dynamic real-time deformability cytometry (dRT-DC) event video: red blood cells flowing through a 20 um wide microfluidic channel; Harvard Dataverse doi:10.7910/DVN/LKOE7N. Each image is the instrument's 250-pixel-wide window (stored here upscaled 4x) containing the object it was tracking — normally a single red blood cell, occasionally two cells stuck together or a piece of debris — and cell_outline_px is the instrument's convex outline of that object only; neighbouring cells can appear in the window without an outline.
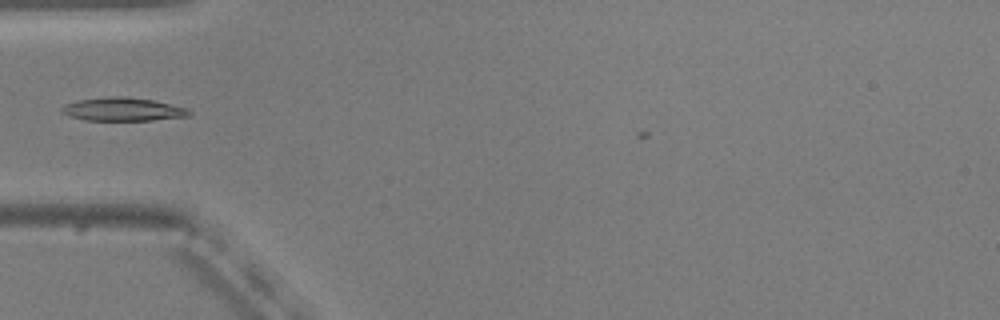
{"species": "common noctule bat (a hibernating species)", "species_latin": "Nyctalus noctula", "temperature_condition": "warm", "stored_images_in_passage": 32, "camera_frame_rate_fps": 3000, "um_per_image_px": 0.085, "animal": {"sex": "male", "body_mass_g": 20.5, "forearm_length_mm": 52.5}, "frame": {"image": 1, "passage_image": 1, "time_ms": 0.0, "image_size_px": [1000, 320], "cell_outline_px": [[192, 116], [152, 120], [84, 120], [68, 116], [60, 112], [60, 108], [64, 104], [76, 100], [108, 96], [124, 96], [152, 100], [188, 108], [192, 112]], "centroid_in_image_um": [10.42, 9.29], "position_along_channel_um": 74.6, "area_um2": 17.57}}
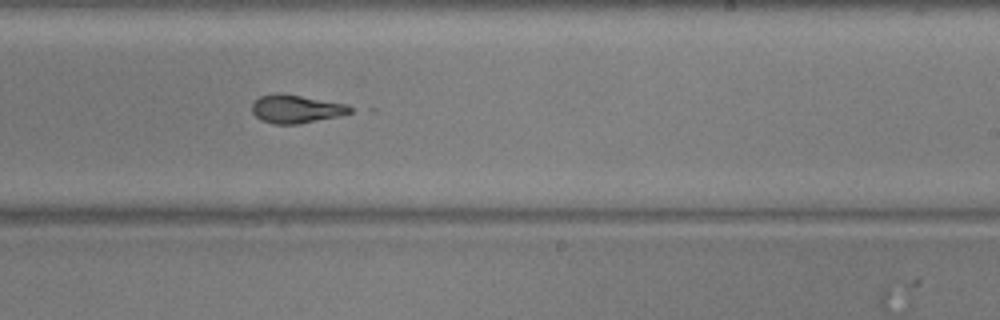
{"frame": {"image": 2, "passage_image": 16, "time_ms": 5.0, "image_size_px": [1000, 320], "cell_outline_px": [[356, 108], [352, 112], [336, 116], [296, 124], [276, 124], [260, 120], [252, 112], [252, 104], [260, 96], [276, 92], [280, 92], [348, 104]], "centroid_in_image_um": [25.17, 9.24], "position_along_channel_um": 263.8, "area_um2": 16.18}}
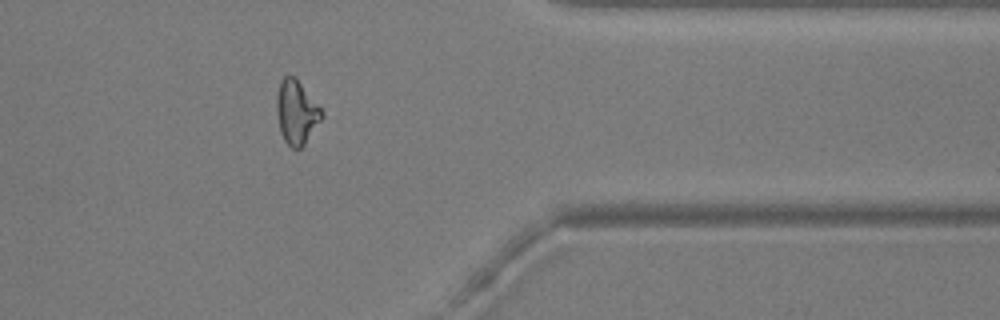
{"frame": {"image": 3, "passage_image": 27, "time_ms": 8.667, "image_size_px": [1000, 320], "cell_outline_px": [[324, 116], [304, 144], [300, 148], [292, 148], [284, 140], [280, 132], [276, 112], [276, 96], [280, 80], [284, 76], [296, 76], [324, 112]], "centroid_in_image_um": [25.19, 9.51], "position_along_channel_um": 386.2, "area_um2": 16.94}}